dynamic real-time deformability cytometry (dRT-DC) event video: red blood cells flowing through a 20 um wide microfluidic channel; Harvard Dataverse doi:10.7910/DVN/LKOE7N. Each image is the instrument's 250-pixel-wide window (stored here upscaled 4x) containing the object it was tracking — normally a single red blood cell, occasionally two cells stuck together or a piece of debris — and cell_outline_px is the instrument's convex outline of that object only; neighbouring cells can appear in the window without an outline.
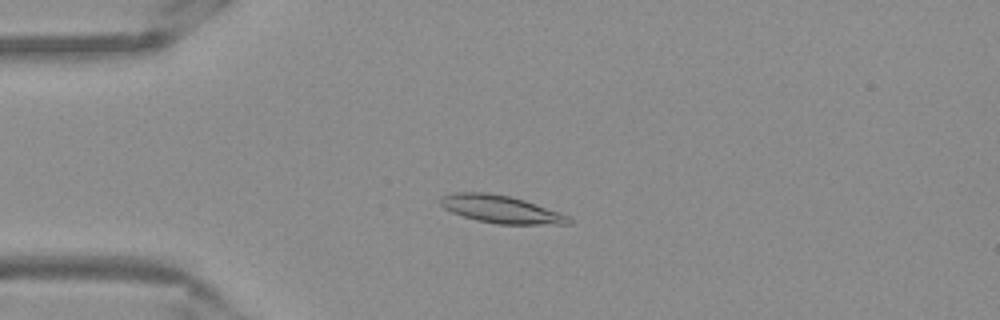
{"species": "Egyptian fruit bat (a non-hibernating species)", "species_latin": "Rousettus aegyptiacus", "temperature_condition": "warm", "stored_images_in_passage": 53, "camera_frame_rate_fps": 3000, "um_per_image_px": 0.085, "frame": {"image": 1, "passage_image": 13, "time_ms": 4.0, "image_size_px": [1000, 320], "cell_outline_px": [[572, 224], [496, 224], [476, 220], [452, 212], [444, 208], [440, 204], [440, 196], [452, 192], [488, 192], [508, 196], [524, 200], [568, 216], [572, 220]], "centroid_in_image_um": [42.52, 17.78], "position_along_channel_um": 42.5, "area_um2": 20.52}}
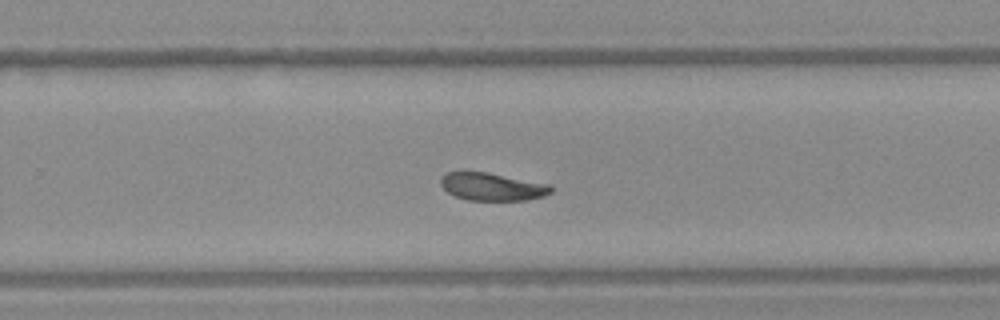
{"frame": {"image": 2, "passage_image": 34, "time_ms": 11.0, "image_size_px": [1000, 320], "cell_outline_px": [[552, 192], [544, 196], [528, 200], [468, 200], [456, 196], [448, 192], [440, 184], [440, 176], [444, 172], [460, 168], [464, 168], [488, 172], [552, 184]], "centroid_in_image_um": [41.77, 15.81], "position_along_channel_um": 288.0, "area_um2": 18.73}}
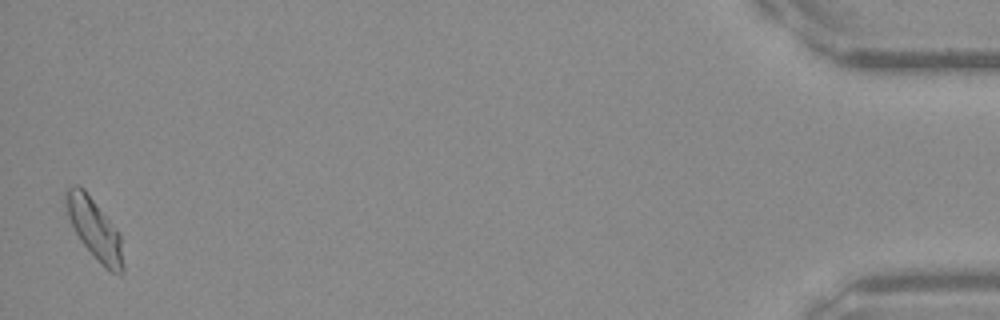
{"frame": {"image": 3, "passage_image": 52, "time_ms": 17.0, "image_size_px": [1000, 320], "cell_outline_px": [[124, 272], [112, 272], [104, 268], [80, 240], [68, 216], [64, 196], [64, 192], [68, 188], [76, 184], [84, 188], [120, 236], [124, 268]], "centroid_in_image_um": [8.01, 19.46], "position_along_channel_um": 427.2, "area_um2": 19.54}, "authors_computed_cell_mechanics": {"area_um2": 19.074, "velocity_mm_per_s": 3.8358, "shape_relaxation_time_tau1_ms": 4.9719, "shape_relaxation_time_tau2_ms": null, "deformation_change_tau1": 0.1424, "deformation_change_tau2": null}}